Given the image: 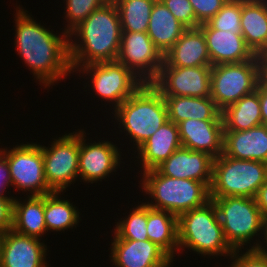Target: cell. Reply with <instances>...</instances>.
I'll list each match as a JSON object with an SVG mask.
<instances>
[{
    "label": "cell",
    "instance_id": "cell-42",
    "mask_svg": "<svg viewBox=\"0 0 267 267\" xmlns=\"http://www.w3.org/2000/svg\"><path fill=\"white\" fill-rule=\"evenodd\" d=\"M264 236V238L262 239V241L266 244V246H267V218L264 220V234H263ZM264 240H266V241H264ZM266 248V249H265ZM256 250H267V247H265V245H264V247H263V244H261V246L260 247H258Z\"/></svg>",
    "mask_w": 267,
    "mask_h": 267
},
{
    "label": "cell",
    "instance_id": "cell-32",
    "mask_svg": "<svg viewBox=\"0 0 267 267\" xmlns=\"http://www.w3.org/2000/svg\"><path fill=\"white\" fill-rule=\"evenodd\" d=\"M212 29L242 35L241 0H228L221 10L206 22Z\"/></svg>",
    "mask_w": 267,
    "mask_h": 267
},
{
    "label": "cell",
    "instance_id": "cell-22",
    "mask_svg": "<svg viewBox=\"0 0 267 267\" xmlns=\"http://www.w3.org/2000/svg\"><path fill=\"white\" fill-rule=\"evenodd\" d=\"M181 147L178 125L168 120L137 149L136 158L145 172L156 169Z\"/></svg>",
    "mask_w": 267,
    "mask_h": 267
},
{
    "label": "cell",
    "instance_id": "cell-5",
    "mask_svg": "<svg viewBox=\"0 0 267 267\" xmlns=\"http://www.w3.org/2000/svg\"><path fill=\"white\" fill-rule=\"evenodd\" d=\"M178 243L201 256H231L234 249L226 241L216 205L212 200L178 217Z\"/></svg>",
    "mask_w": 267,
    "mask_h": 267
},
{
    "label": "cell",
    "instance_id": "cell-12",
    "mask_svg": "<svg viewBox=\"0 0 267 267\" xmlns=\"http://www.w3.org/2000/svg\"><path fill=\"white\" fill-rule=\"evenodd\" d=\"M117 61L144 83H152L163 64V55L147 32H122Z\"/></svg>",
    "mask_w": 267,
    "mask_h": 267
},
{
    "label": "cell",
    "instance_id": "cell-33",
    "mask_svg": "<svg viewBox=\"0 0 267 267\" xmlns=\"http://www.w3.org/2000/svg\"><path fill=\"white\" fill-rule=\"evenodd\" d=\"M67 27L64 32L68 35L80 25L94 10L104 5L109 0H65Z\"/></svg>",
    "mask_w": 267,
    "mask_h": 267
},
{
    "label": "cell",
    "instance_id": "cell-17",
    "mask_svg": "<svg viewBox=\"0 0 267 267\" xmlns=\"http://www.w3.org/2000/svg\"><path fill=\"white\" fill-rule=\"evenodd\" d=\"M213 162L214 157L206 152L181 147L156 169L164 176L196 180L210 188Z\"/></svg>",
    "mask_w": 267,
    "mask_h": 267
},
{
    "label": "cell",
    "instance_id": "cell-8",
    "mask_svg": "<svg viewBox=\"0 0 267 267\" xmlns=\"http://www.w3.org/2000/svg\"><path fill=\"white\" fill-rule=\"evenodd\" d=\"M260 82V60L255 56L240 63L214 65L211 68V94L223 111L243 96L253 93Z\"/></svg>",
    "mask_w": 267,
    "mask_h": 267
},
{
    "label": "cell",
    "instance_id": "cell-10",
    "mask_svg": "<svg viewBox=\"0 0 267 267\" xmlns=\"http://www.w3.org/2000/svg\"><path fill=\"white\" fill-rule=\"evenodd\" d=\"M0 152L7 158L14 189L28 191V196H43L53 192L46 182L40 144L21 143L11 150L0 148Z\"/></svg>",
    "mask_w": 267,
    "mask_h": 267
},
{
    "label": "cell",
    "instance_id": "cell-37",
    "mask_svg": "<svg viewBox=\"0 0 267 267\" xmlns=\"http://www.w3.org/2000/svg\"><path fill=\"white\" fill-rule=\"evenodd\" d=\"M14 197H0V235L12 229Z\"/></svg>",
    "mask_w": 267,
    "mask_h": 267
},
{
    "label": "cell",
    "instance_id": "cell-4",
    "mask_svg": "<svg viewBox=\"0 0 267 267\" xmlns=\"http://www.w3.org/2000/svg\"><path fill=\"white\" fill-rule=\"evenodd\" d=\"M141 174L142 192L151 196L149 198L152 200L146 203L151 208L165 210L179 217L210 201L209 188L203 182L164 176L157 169Z\"/></svg>",
    "mask_w": 267,
    "mask_h": 267
},
{
    "label": "cell",
    "instance_id": "cell-15",
    "mask_svg": "<svg viewBox=\"0 0 267 267\" xmlns=\"http://www.w3.org/2000/svg\"><path fill=\"white\" fill-rule=\"evenodd\" d=\"M47 245L13 229L1 234L0 267H48Z\"/></svg>",
    "mask_w": 267,
    "mask_h": 267
},
{
    "label": "cell",
    "instance_id": "cell-7",
    "mask_svg": "<svg viewBox=\"0 0 267 267\" xmlns=\"http://www.w3.org/2000/svg\"><path fill=\"white\" fill-rule=\"evenodd\" d=\"M267 180V163L221 154L214 158L210 198L244 196L255 198Z\"/></svg>",
    "mask_w": 267,
    "mask_h": 267
},
{
    "label": "cell",
    "instance_id": "cell-28",
    "mask_svg": "<svg viewBox=\"0 0 267 267\" xmlns=\"http://www.w3.org/2000/svg\"><path fill=\"white\" fill-rule=\"evenodd\" d=\"M224 131H245L261 125L259 83L256 90L221 111Z\"/></svg>",
    "mask_w": 267,
    "mask_h": 267
},
{
    "label": "cell",
    "instance_id": "cell-24",
    "mask_svg": "<svg viewBox=\"0 0 267 267\" xmlns=\"http://www.w3.org/2000/svg\"><path fill=\"white\" fill-rule=\"evenodd\" d=\"M187 28L179 22L161 0H156L150 15L147 34L164 56Z\"/></svg>",
    "mask_w": 267,
    "mask_h": 267
},
{
    "label": "cell",
    "instance_id": "cell-19",
    "mask_svg": "<svg viewBox=\"0 0 267 267\" xmlns=\"http://www.w3.org/2000/svg\"><path fill=\"white\" fill-rule=\"evenodd\" d=\"M199 28L206 38L212 66L249 61L256 56L242 35L212 29L207 23L200 24Z\"/></svg>",
    "mask_w": 267,
    "mask_h": 267
},
{
    "label": "cell",
    "instance_id": "cell-30",
    "mask_svg": "<svg viewBox=\"0 0 267 267\" xmlns=\"http://www.w3.org/2000/svg\"><path fill=\"white\" fill-rule=\"evenodd\" d=\"M156 0H113L122 32H147L151 10Z\"/></svg>",
    "mask_w": 267,
    "mask_h": 267
},
{
    "label": "cell",
    "instance_id": "cell-27",
    "mask_svg": "<svg viewBox=\"0 0 267 267\" xmlns=\"http://www.w3.org/2000/svg\"><path fill=\"white\" fill-rule=\"evenodd\" d=\"M148 240L160 247L173 261L179 250L178 217L147 205Z\"/></svg>",
    "mask_w": 267,
    "mask_h": 267
},
{
    "label": "cell",
    "instance_id": "cell-43",
    "mask_svg": "<svg viewBox=\"0 0 267 267\" xmlns=\"http://www.w3.org/2000/svg\"><path fill=\"white\" fill-rule=\"evenodd\" d=\"M265 259L267 264V250H257Z\"/></svg>",
    "mask_w": 267,
    "mask_h": 267
},
{
    "label": "cell",
    "instance_id": "cell-41",
    "mask_svg": "<svg viewBox=\"0 0 267 267\" xmlns=\"http://www.w3.org/2000/svg\"><path fill=\"white\" fill-rule=\"evenodd\" d=\"M260 80L267 86V54L259 56Z\"/></svg>",
    "mask_w": 267,
    "mask_h": 267
},
{
    "label": "cell",
    "instance_id": "cell-13",
    "mask_svg": "<svg viewBox=\"0 0 267 267\" xmlns=\"http://www.w3.org/2000/svg\"><path fill=\"white\" fill-rule=\"evenodd\" d=\"M212 66L161 67L151 83L162 96L210 97Z\"/></svg>",
    "mask_w": 267,
    "mask_h": 267
},
{
    "label": "cell",
    "instance_id": "cell-14",
    "mask_svg": "<svg viewBox=\"0 0 267 267\" xmlns=\"http://www.w3.org/2000/svg\"><path fill=\"white\" fill-rule=\"evenodd\" d=\"M85 138L86 133L84 129H81L78 160L79 177L83 182L93 184L109 177V174L120 167L122 152L111 141L86 143L87 139Z\"/></svg>",
    "mask_w": 267,
    "mask_h": 267
},
{
    "label": "cell",
    "instance_id": "cell-35",
    "mask_svg": "<svg viewBox=\"0 0 267 267\" xmlns=\"http://www.w3.org/2000/svg\"><path fill=\"white\" fill-rule=\"evenodd\" d=\"M194 13L196 22L200 25L208 22L215 16L228 0H189Z\"/></svg>",
    "mask_w": 267,
    "mask_h": 267
},
{
    "label": "cell",
    "instance_id": "cell-26",
    "mask_svg": "<svg viewBox=\"0 0 267 267\" xmlns=\"http://www.w3.org/2000/svg\"><path fill=\"white\" fill-rule=\"evenodd\" d=\"M12 229L22 235L41 239L47 233L44 218V195L13 200Z\"/></svg>",
    "mask_w": 267,
    "mask_h": 267
},
{
    "label": "cell",
    "instance_id": "cell-23",
    "mask_svg": "<svg viewBox=\"0 0 267 267\" xmlns=\"http://www.w3.org/2000/svg\"><path fill=\"white\" fill-rule=\"evenodd\" d=\"M241 30L255 55L267 54V0H241Z\"/></svg>",
    "mask_w": 267,
    "mask_h": 267
},
{
    "label": "cell",
    "instance_id": "cell-9",
    "mask_svg": "<svg viewBox=\"0 0 267 267\" xmlns=\"http://www.w3.org/2000/svg\"><path fill=\"white\" fill-rule=\"evenodd\" d=\"M79 71V72H77ZM85 76L91 75V90L101 97L115 110L132 94H134L144 82L122 63L116 61L98 62L85 65L76 70ZM87 74V75H86ZM92 80V81H91Z\"/></svg>",
    "mask_w": 267,
    "mask_h": 267
},
{
    "label": "cell",
    "instance_id": "cell-6",
    "mask_svg": "<svg viewBox=\"0 0 267 267\" xmlns=\"http://www.w3.org/2000/svg\"><path fill=\"white\" fill-rule=\"evenodd\" d=\"M210 200L216 205L225 239L234 250L244 249L247 244H250L251 249L261 246L259 238L264 234L265 218L255 198L227 196ZM255 236H258L259 242L252 245L250 241Z\"/></svg>",
    "mask_w": 267,
    "mask_h": 267
},
{
    "label": "cell",
    "instance_id": "cell-34",
    "mask_svg": "<svg viewBox=\"0 0 267 267\" xmlns=\"http://www.w3.org/2000/svg\"><path fill=\"white\" fill-rule=\"evenodd\" d=\"M175 18L186 28H198L195 13L189 0H161Z\"/></svg>",
    "mask_w": 267,
    "mask_h": 267
},
{
    "label": "cell",
    "instance_id": "cell-21",
    "mask_svg": "<svg viewBox=\"0 0 267 267\" xmlns=\"http://www.w3.org/2000/svg\"><path fill=\"white\" fill-rule=\"evenodd\" d=\"M223 155L267 163V126H255L245 131H224Z\"/></svg>",
    "mask_w": 267,
    "mask_h": 267
},
{
    "label": "cell",
    "instance_id": "cell-29",
    "mask_svg": "<svg viewBox=\"0 0 267 267\" xmlns=\"http://www.w3.org/2000/svg\"><path fill=\"white\" fill-rule=\"evenodd\" d=\"M62 193V194H61ZM63 192L53 191L44 195V218L47 232L76 228L79 223L80 212L73 203L62 199ZM60 196V197H59Z\"/></svg>",
    "mask_w": 267,
    "mask_h": 267
},
{
    "label": "cell",
    "instance_id": "cell-38",
    "mask_svg": "<svg viewBox=\"0 0 267 267\" xmlns=\"http://www.w3.org/2000/svg\"><path fill=\"white\" fill-rule=\"evenodd\" d=\"M11 186L12 182L7 158L0 152V197H8L4 191L6 192V189Z\"/></svg>",
    "mask_w": 267,
    "mask_h": 267
},
{
    "label": "cell",
    "instance_id": "cell-36",
    "mask_svg": "<svg viewBox=\"0 0 267 267\" xmlns=\"http://www.w3.org/2000/svg\"><path fill=\"white\" fill-rule=\"evenodd\" d=\"M243 254L242 249L234 250L230 256L232 264L228 267H267L264 257L256 249L246 248Z\"/></svg>",
    "mask_w": 267,
    "mask_h": 267
},
{
    "label": "cell",
    "instance_id": "cell-2",
    "mask_svg": "<svg viewBox=\"0 0 267 267\" xmlns=\"http://www.w3.org/2000/svg\"><path fill=\"white\" fill-rule=\"evenodd\" d=\"M121 35L118 9L113 0H109L69 34V56L73 73L88 64L116 61Z\"/></svg>",
    "mask_w": 267,
    "mask_h": 267
},
{
    "label": "cell",
    "instance_id": "cell-3",
    "mask_svg": "<svg viewBox=\"0 0 267 267\" xmlns=\"http://www.w3.org/2000/svg\"><path fill=\"white\" fill-rule=\"evenodd\" d=\"M113 112L136 150L168 121L165 99L151 83H144Z\"/></svg>",
    "mask_w": 267,
    "mask_h": 267
},
{
    "label": "cell",
    "instance_id": "cell-11",
    "mask_svg": "<svg viewBox=\"0 0 267 267\" xmlns=\"http://www.w3.org/2000/svg\"><path fill=\"white\" fill-rule=\"evenodd\" d=\"M50 146L40 145L46 182L52 191L64 192L79 177L80 130L54 138Z\"/></svg>",
    "mask_w": 267,
    "mask_h": 267
},
{
    "label": "cell",
    "instance_id": "cell-31",
    "mask_svg": "<svg viewBox=\"0 0 267 267\" xmlns=\"http://www.w3.org/2000/svg\"><path fill=\"white\" fill-rule=\"evenodd\" d=\"M129 215L118 220L114 234L124 240H148L147 235V204L146 202L130 209Z\"/></svg>",
    "mask_w": 267,
    "mask_h": 267
},
{
    "label": "cell",
    "instance_id": "cell-18",
    "mask_svg": "<svg viewBox=\"0 0 267 267\" xmlns=\"http://www.w3.org/2000/svg\"><path fill=\"white\" fill-rule=\"evenodd\" d=\"M182 147L217 158L223 153V120L187 119L178 124Z\"/></svg>",
    "mask_w": 267,
    "mask_h": 267
},
{
    "label": "cell",
    "instance_id": "cell-20",
    "mask_svg": "<svg viewBox=\"0 0 267 267\" xmlns=\"http://www.w3.org/2000/svg\"><path fill=\"white\" fill-rule=\"evenodd\" d=\"M212 66L203 31L187 28L178 41L163 56L161 67Z\"/></svg>",
    "mask_w": 267,
    "mask_h": 267
},
{
    "label": "cell",
    "instance_id": "cell-39",
    "mask_svg": "<svg viewBox=\"0 0 267 267\" xmlns=\"http://www.w3.org/2000/svg\"><path fill=\"white\" fill-rule=\"evenodd\" d=\"M259 100L262 123L267 126V86L261 80L259 82Z\"/></svg>",
    "mask_w": 267,
    "mask_h": 267
},
{
    "label": "cell",
    "instance_id": "cell-16",
    "mask_svg": "<svg viewBox=\"0 0 267 267\" xmlns=\"http://www.w3.org/2000/svg\"><path fill=\"white\" fill-rule=\"evenodd\" d=\"M110 262L116 267H171L173 260L150 240H124L115 234Z\"/></svg>",
    "mask_w": 267,
    "mask_h": 267
},
{
    "label": "cell",
    "instance_id": "cell-40",
    "mask_svg": "<svg viewBox=\"0 0 267 267\" xmlns=\"http://www.w3.org/2000/svg\"><path fill=\"white\" fill-rule=\"evenodd\" d=\"M255 199L257 202V206L261 210L263 217L266 219L267 218V180L259 188Z\"/></svg>",
    "mask_w": 267,
    "mask_h": 267
},
{
    "label": "cell",
    "instance_id": "cell-1",
    "mask_svg": "<svg viewBox=\"0 0 267 267\" xmlns=\"http://www.w3.org/2000/svg\"><path fill=\"white\" fill-rule=\"evenodd\" d=\"M15 50L46 88L73 73L69 56V35H62L37 23L20 5L15 14Z\"/></svg>",
    "mask_w": 267,
    "mask_h": 267
},
{
    "label": "cell",
    "instance_id": "cell-25",
    "mask_svg": "<svg viewBox=\"0 0 267 267\" xmlns=\"http://www.w3.org/2000/svg\"><path fill=\"white\" fill-rule=\"evenodd\" d=\"M168 120L178 125L187 119L222 120L221 111L211 97L163 96Z\"/></svg>",
    "mask_w": 267,
    "mask_h": 267
}]
</instances>
